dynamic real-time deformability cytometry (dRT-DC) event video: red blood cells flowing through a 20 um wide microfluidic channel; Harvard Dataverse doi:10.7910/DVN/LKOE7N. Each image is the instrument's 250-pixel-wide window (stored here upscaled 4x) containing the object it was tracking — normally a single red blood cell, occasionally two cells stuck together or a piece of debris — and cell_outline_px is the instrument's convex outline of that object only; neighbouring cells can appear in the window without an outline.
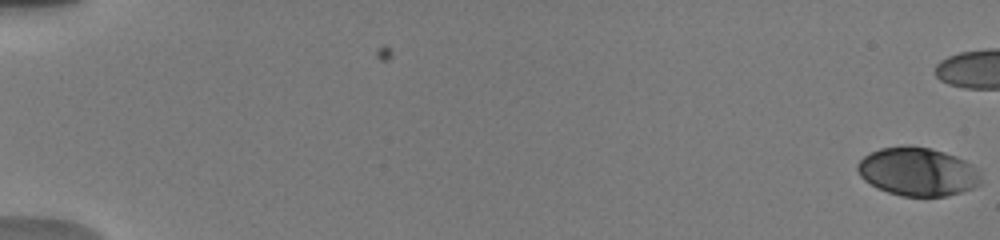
{"species": "human", "species_latin": "Homo sapiens", "temperature_condition": "warm", "stored_images_in_passage": 61, "camera_frame_rate_fps": 3000, "um_per_image_px": 0.085, "donor": {"sex": "male"}, "frame": {"image": 1, "passage_image": 1, "time_ms": 0.0, "image_size_px": [1000, 240], "cell_outline_px": [[980, 184], [972, 188], [960, 192], [944, 196], [900, 196], [876, 188], [864, 180], [860, 176], [856, 168], [856, 164], [864, 156], [880, 148], [908, 144], [928, 148], [944, 152], [956, 156], [972, 164], [976, 168], [980, 176]], "centroid_in_image_um": [77.97, 14.58], "position_along_channel_um": 7.0, "area_um2": 34.91}}
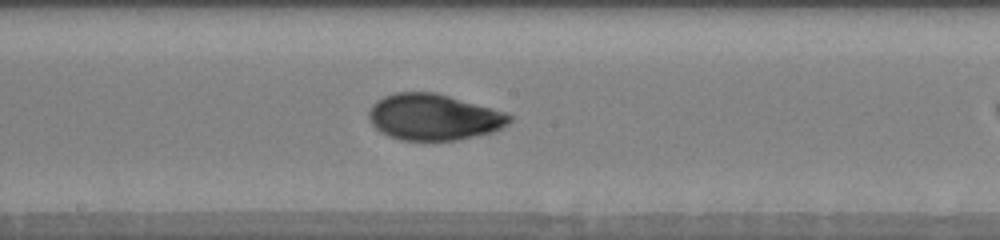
{"frame": {"image": 2, "passage_image": 53, "time_ms": 10.333, "image_size_px": [1000, 240], "cell_outline_px": [[512, 120], [508, 124], [492, 132], [460, 140], [400, 140], [388, 136], [380, 132], [372, 124], [368, 116], [368, 112], [372, 104], [376, 100], [384, 96], [396, 92], [436, 92], [504, 112], [512, 116]], "centroid_in_image_um": [36.83, 9.95], "position_along_channel_um": 211.4, "area_um2": 37.86}}
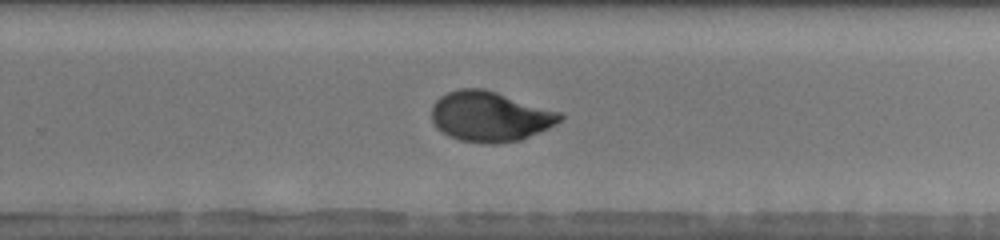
{"frame": {"image": 3, "passage_image": 59, "time_ms": 12.333, "image_size_px": [1000, 240], "cell_outline_px": [[564, 120], [548, 128], [520, 140], [496, 144], [488, 144], [460, 140], [448, 136], [436, 128], [432, 120], [432, 104], [440, 96], [448, 92], [460, 88], [484, 88], [560, 112], [564, 116]], "centroid_in_image_um": [41.64, 9.9], "position_along_channel_um": 288.2, "area_um2": 37.63}}